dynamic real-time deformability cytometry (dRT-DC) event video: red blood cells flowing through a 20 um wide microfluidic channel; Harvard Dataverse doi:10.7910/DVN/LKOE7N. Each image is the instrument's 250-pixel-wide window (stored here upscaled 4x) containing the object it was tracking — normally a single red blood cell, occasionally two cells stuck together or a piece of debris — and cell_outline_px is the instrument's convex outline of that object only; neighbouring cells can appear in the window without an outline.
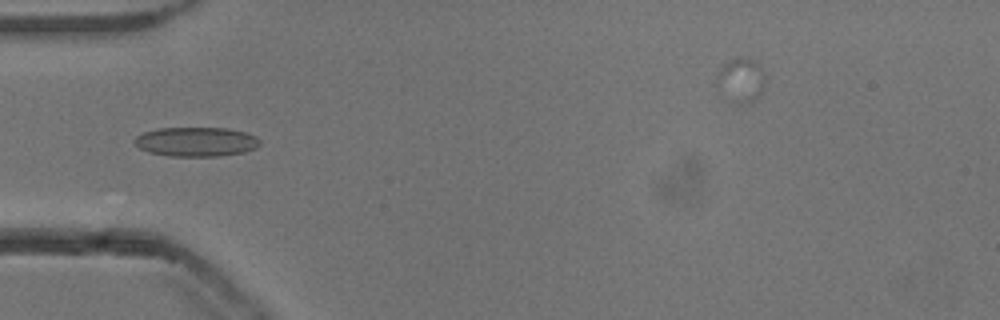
{"species": "common noctule bat (a hibernating species)", "species_latin": "Nyctalus noctula", "temperature_condition": "cold", "stored_images_in_passage": 41, "camera_frame_rate_fps": 3000, "um_per_image_px": 0.085, "animal": {"sex": "male", "body_mass_g": 13.3}, "frame": {"image": 1, "passage_image": 4, "time_ms": 1.0, "image_size_px": [1000, 320], "cell_outline_px": [[260, 144], [256, 148], [244, 152], [216, 156], [168, 156], [148, 152], [140, 148], [132, 140], [136, 136], [144, 132], [156, 128], [228, 128], [248, 132], [256, 136], [260, 140]], "centroid_in_image_um": [16.68, 12.04], "position_along_channel_um": 68.3, "area_um2": 21.62}}
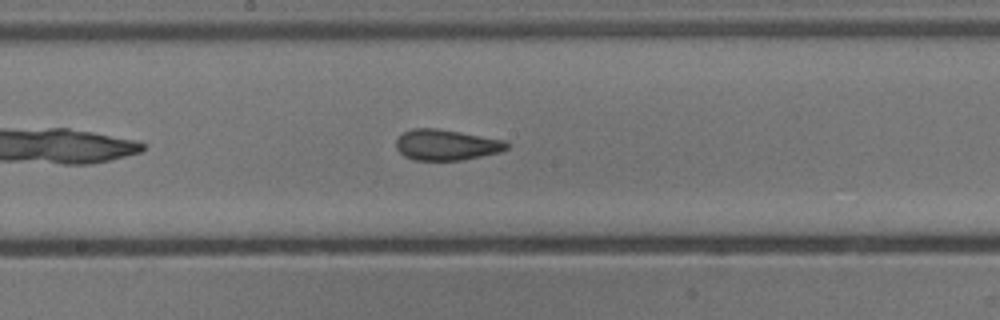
{"frame": {"image": 2, "passage_image": 15, "time_ms": 4.667, "image_size_px": [1000, 320], "cell_outline_px": [[508, 148], [500, 152], [464, 160], [416, 160], [404, 156], [396, 148], [396, 140], [404, 132], [412, 128], [436, 128], [508, 140]], "centroid_in_image_um": [37.97, 12.31], "position_along_channel_um": 210.2, "area_um2": 19.94}}
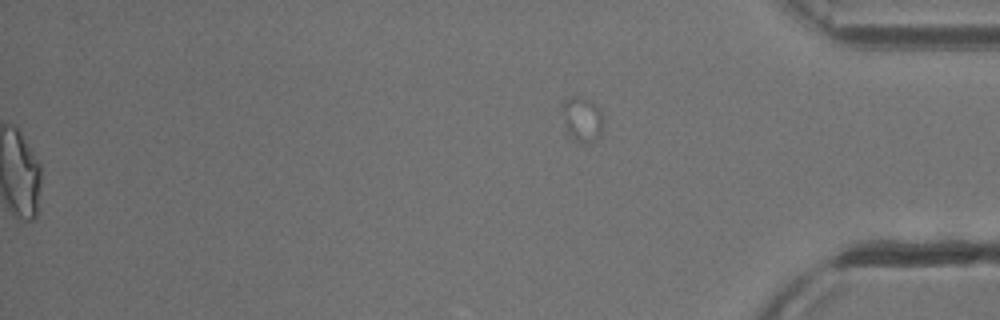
{"frame": {"image": 3, "passage_image": 41, "time_ms": 13.333, "image_size_px": [1000, 320], "cell_outline_px": [[604, 124], [600, 136], [596, 140], [584, 144], [576, 140], [568, 132], [564, 124], [560, 108], [560, 104], [568, 96], [576, 96], [588, 100], [600, 108], [604, 116]], "centroid_in_image_um": [49.49, 10.11], "position_along_channel_um": 385.7, "area_um2": 11.1}, "authors_computed_cell_mechanics": {"area_um2": 20.2878, "velocity_mm_per_s": 3.8427, "shape_relaxation_time_tau1_ms": 9.7012, "shape_relaxation_time_tau2_ms": 1.5863, "deformation_change_tau1": 0.1661, "deformation_change_tau2": 0.0686}}